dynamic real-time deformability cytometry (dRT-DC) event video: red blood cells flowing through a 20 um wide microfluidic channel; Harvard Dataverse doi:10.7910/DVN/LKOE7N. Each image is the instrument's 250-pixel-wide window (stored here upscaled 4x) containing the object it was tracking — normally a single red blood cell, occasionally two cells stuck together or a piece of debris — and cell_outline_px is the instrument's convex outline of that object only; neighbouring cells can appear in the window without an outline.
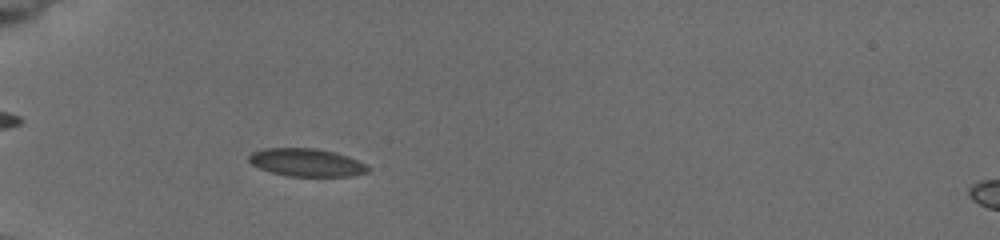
{"species": "common noctule bat (a hibernating species)", "species_latin": "Nyctalus noctula", "temperature_condition": "cold", "stored_images_in_passage": 11, "camera_frame_rate_fps": 3000, "um_per_image_px": 0.085, "animal": {"sex": "female", "body_mass_g": 19.5, "forearm_length_mm": 54.1}, "frame": {"image": 1, "passage_image": 5, "time_ms": 3.0, "image_size_px": [1000, 240], "cell_outline_px": [[368, 172], [352, 176], [288, 176], [272, 172], [260, 168], [252, 164], [248, 160], [248, 156], [252, 152], [264, 148], [316, 148], [336, 152], [348, 156], [364, 164], [368, 168]], "centroid_in_image_um": [26.04, 13.8], "position_along_channel_um": 59.0, "area_um2": 19.25}}
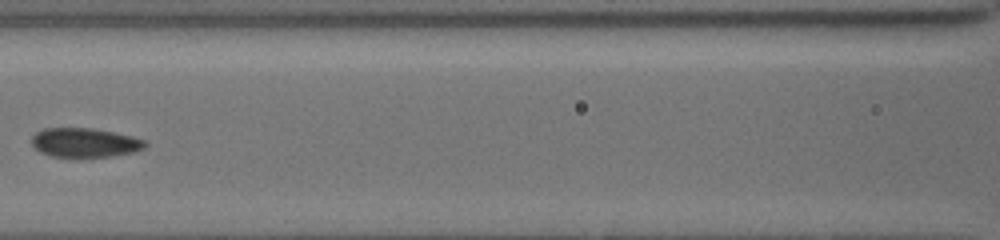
{"frame": {"image": 2, "passage_image": 8, "time_ms": 6.0, "image_size_px": [1000, 240], "cell_outline_px": [[148, 144], [144, 148], [132, 152], [108, 156], [80, 160], [76, 160], [52, 156], [40, 152], [32, 144], [32, 136], [36, 132], [44, 128], [92, 128], [132, 136], [144, 140]], "centroid_in_image_um": [7.17, 12.16], "position_along_channel_um": 159.4, "area_um2": 19.83}}
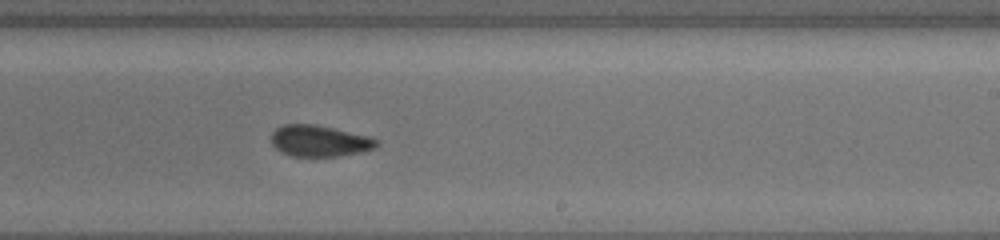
{"frame": {"image": 3, "passage_image": 11, "time_ms": 8.667, "image_size_px": [1000, 240], "cell_outline_px": [[380, 144], [376, 148], [364, 152], [340, 156], [292, 156], [280, 152], [272, 144], [272, 132], [276, 128], [284, 124], [316, 124], [368, 136], [380, 140]], "centroid_in_image_um": [27.19, 11.98], "position_along_channel_um": 261.8, "area_um2": 19.42}}